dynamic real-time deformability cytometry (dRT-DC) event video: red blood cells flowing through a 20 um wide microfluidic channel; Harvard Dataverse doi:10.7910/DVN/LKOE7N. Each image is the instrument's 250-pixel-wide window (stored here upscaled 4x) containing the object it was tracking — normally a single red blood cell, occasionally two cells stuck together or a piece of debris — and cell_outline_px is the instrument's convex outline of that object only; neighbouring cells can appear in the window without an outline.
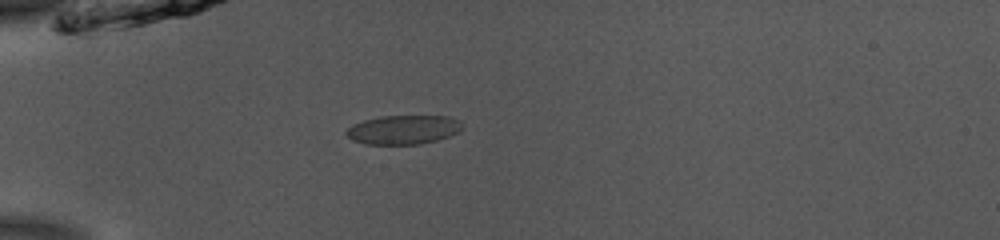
{"species": "common noctule bat (a hibernating species)", "species_latin": "Nyctalus noctula", "temperature_condition": "room temperature", "stored_images_in_passage": 37, "camera_frame_rate_fps": 3000, "um_per_image_px": 0.085, "animal": {"sex": "male", "body_mass_g": 13.0, "forearm_length_mm": 53.1}, "frame": {"image": 1, "passage_image": 1, "time_ms": 0.0, "image_size_px": [1000, 240], "cell_outline_px": [[464, 128], [460, 132], [436, 140], [420, 144], [364, 144], [352, 140], [344, 132], [352, 124], [364, 120], [380, 116], [448, 116], [460, 120], [464, 124]], "centroid_in_image_um": [34.31, 11.02], "position_along_channel_um": 50.7, "area_um2": 19.83}}
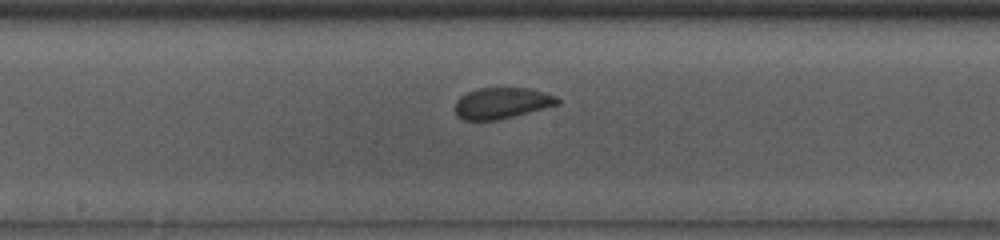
{"frame": {"image": 2, "passage_image": 14, "time_ms": 4.333, "image_size_px": [1000, 240], "cell_outline_px": [[560, 104], [496, 120], [464, 120], [456, 116], [456, 100], [460, 96], [468, 92], [480, 88], [528, 88], [544, 92], [556, 96], [560, 100]], "centroid_in_image_um": [42.65, 8.76], "position_along_channel_um": 205.6, "area_um2": 18.38}}
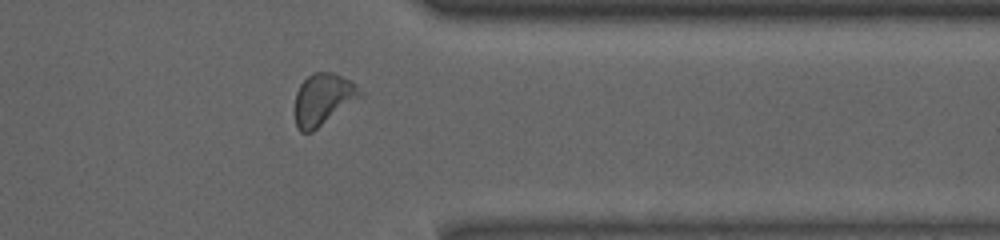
{"frame": {"image": 3, "passage_image": 28, "time_ms": 9.0, "image_size_px": [1000, 240], "cell_outline_px": [[364, 96], [312, 132], [300, 132], [296, 124], [296, 92], [300, 84], [312, 72], [332, 72], [356, 84], [364, 92]], "centroid_in_image_um": [27.5, 8.44], "position_along_channel_um": 383.9, "area_um2": 19.65}}